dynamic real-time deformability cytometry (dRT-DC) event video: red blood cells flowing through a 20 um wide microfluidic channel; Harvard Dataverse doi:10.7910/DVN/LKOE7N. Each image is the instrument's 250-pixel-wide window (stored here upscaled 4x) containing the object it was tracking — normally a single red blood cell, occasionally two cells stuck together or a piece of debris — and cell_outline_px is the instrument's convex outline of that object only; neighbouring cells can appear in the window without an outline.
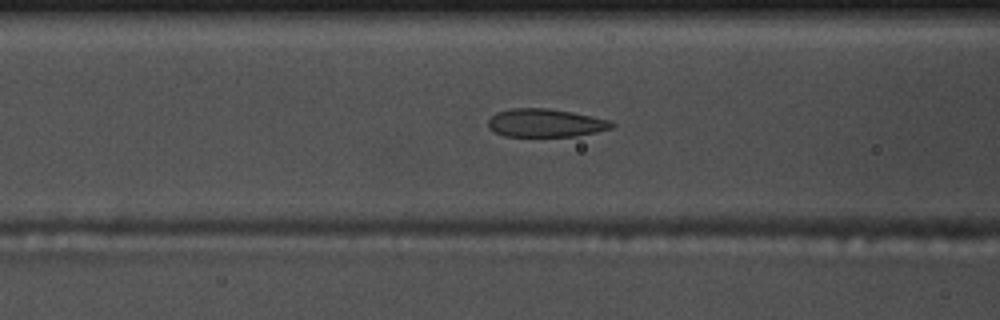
{"species": "common noctule bat (a hibernating species)", "species_latin": "Nyctalus noctula", "temperature_condition": "warm", "stored_images_in_passage": 39, "camera_frame_rate_fps": 3000, "um_per_image_px": 0.085, "animal": {"sex": "male", "body_mass_g": 17.5, "forearm_length_mm": 52.3}, "frame": {"image": 1, "passage_image": 6, "time_ms": 1.667, "image_size_px": [1000, 320], "cell_outline_px": [[616, 124], [612, 128], [596, 132], [576, 136], [504, 136], [488, 128], [488, 120], [496, 112], [512, 108], [548, 108], [572, 112], [612, 120]], "centroid_in_image_um": [46.39, 10.44], "position_along_channel_um": 120.2, "area_um2": 20.4}}
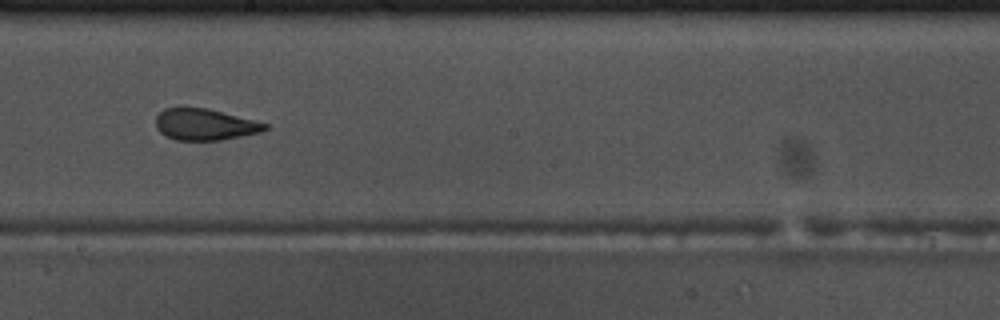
{"frame": {"image": 2, "passage_image": 15, "time_ms": 4.667, "image_size_px": [1000, 320], "cell_outline_px": [[268, 128], [260, 132], [220, 140], [176, 140], [164, 136], [156, 128], [156, 116], [164, 108], [208, 108], [268, 124]], "centroid_in_image_um": [17.37, 10.58], "position_along_channel_um": 230.8, "area_um2": 19.83}}
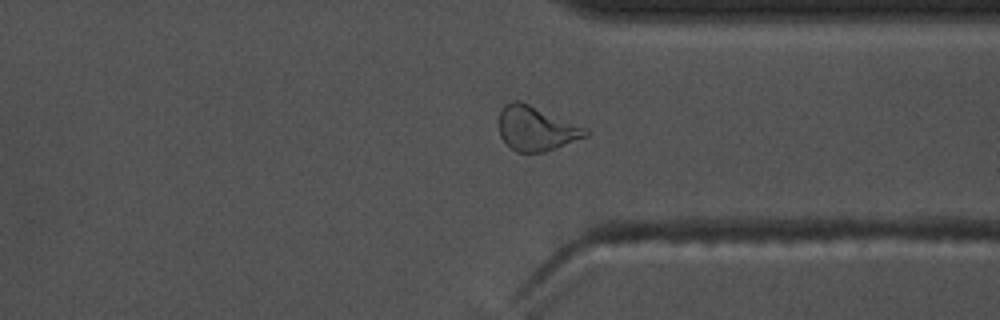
{"frame": {"image": 3, "passage_image": 26, "time_ms": 8.333, "image_size_px": [1000, 320], "cell_outline_px": [[592, 132], [588, 136], [556, 148], [544, 152], [516, 152], [500, 136], [500, 112], [504, 104], [512, 100], [520, 100], [588, 128]], "centroid_in_image_um": [45.62, 10.91], "position_along_channel_um": 365.8, "area_um2": 22.54}, "authors_computed_cell_mechanics": {"area_um2": 20.6924, "velocity_mm_per_s": 3.6948, "shape_relaxation_time_tau1_ms": 5.0305, "shape_relaxation_time_tau2_ms": 1.3457, "deformation_change_tau1": 0.1717, "deformation_change_tau2": 0.0709}}